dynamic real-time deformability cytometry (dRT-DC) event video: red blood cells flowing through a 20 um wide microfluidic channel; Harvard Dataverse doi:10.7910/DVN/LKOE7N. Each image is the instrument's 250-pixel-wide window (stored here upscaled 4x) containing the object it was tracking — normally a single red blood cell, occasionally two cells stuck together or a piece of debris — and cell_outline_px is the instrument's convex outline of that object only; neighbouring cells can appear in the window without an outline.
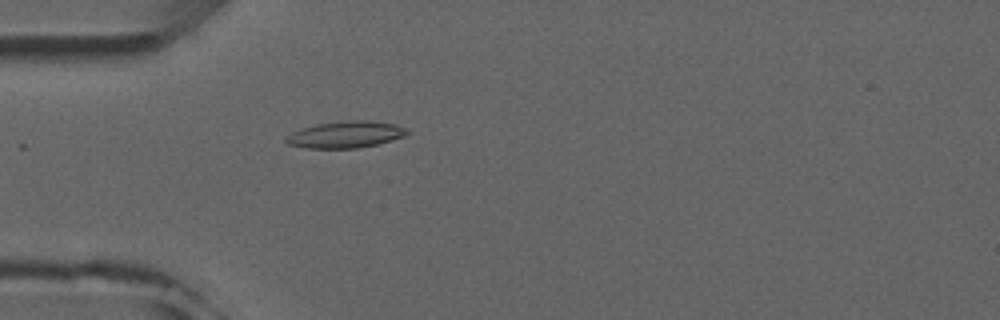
{"species": "common noctule bat (a hibernating species)", "species_latin": "Nyctalus noctula", "temperature_condition": "room temperature", "stored_images_in_passage": 1, "camera_frame_rate_fps": 3000, "um_per_image_px": 0.085, "animal": {"sex": "male", "forearm_length_mm": 52.5}, "frame": {"image": 1, "passage_image": 1, "time_ms": 0.0, "image_size_px": [1000, 320], "cell_outline_px": [[408, 132], [404, 136], [392, 140], [376, 144], [356, 148], [304, 148], [288, 144], [284, 140], [292, 132], [300, 128], [316, 124], [352, 120], [364, 120], [392, 124], [404, 128]], "centroid_in_image_um": [29.31, 11.44], "position_along_channel_um": 55.7, "area_um2": 18.5}}